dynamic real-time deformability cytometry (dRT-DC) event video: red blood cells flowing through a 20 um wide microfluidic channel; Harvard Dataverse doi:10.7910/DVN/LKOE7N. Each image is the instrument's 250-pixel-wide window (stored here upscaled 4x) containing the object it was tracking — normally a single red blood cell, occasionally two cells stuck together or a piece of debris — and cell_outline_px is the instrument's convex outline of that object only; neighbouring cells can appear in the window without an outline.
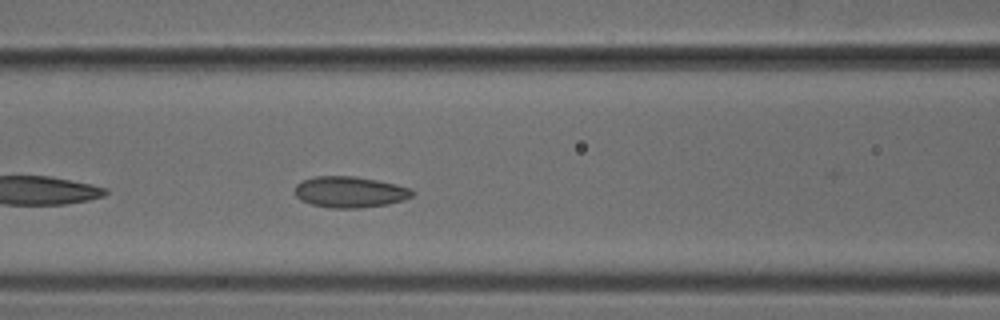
{"species": "common noctule bat (a hibernating species)", "species_latin": "Nyctalus noctula", "temperature_condition": "cold", "stored_images_in_passage": 24, "camera_frame_rate_fps": 3000, "um_per_image_px": 0.085, "animal": {"sex": "male", "body_mass_g": 18.8}, "frame": {"image": 1, "passage_image": 8, "time_ms": 2.333, "image_size_px": [1000, 320], "cell_outline_px": [[416, 192], [412, 196], [404, 200], [388, 204], [360, 208], [332, 208], [312, 204], [300, 200], [296, 196], [296, 184], [304, 180], [316, 176], [356, 176], [396, 184], [412, 188]], "centroid_in_image_um": [29.78, 16.32], "position_along_channel_um": 136.8, "area_um2": 21.33}}
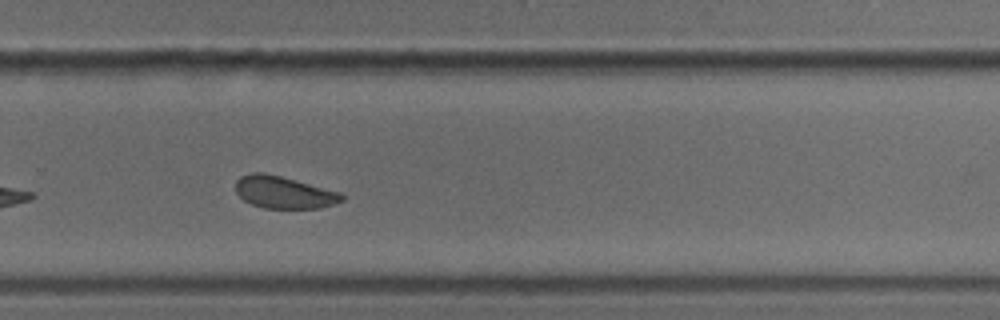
{"frame": {"image": 2, "passage_image": 21, "time_ms": 6.667, "image_size_px": [1000, 320], "cell_outline_px": [[344, 200], [336, 204], [320, 208], [264, 208], [252, 204], [244, 200], [236, 192], [236, 180], [240, 176], [252, 172], [264, 172], [280, 176], [340, 192], [344, 196]], "centroid_in_image_um": [24.13, 16.35], "position_along_channel_um": 305.7, "area_um2": 19.88}}